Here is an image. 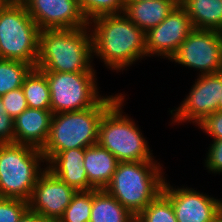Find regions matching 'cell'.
Listing matches in <instances>:
<instances>
[{"label":"cell","instance_id":"cell-1","mask_svg":"<svg viewBox=\"0 0 222 222\" xmlns=\"http://www.w3.org/2000/svg\"><path fill=\"white\" fill-rule=\"evenodd\" d=\"M89 27L93 56L100 58L107 69L121 72L147 57L145 32L124 13L96 17Z\"/></svg>","mask_w":222,"mask_h":222},{"label":"cell","instance_id":"cell-2","mask_svg":"<svg viewBox=\"0 0 222 222\" xmlns=\"http://www.w3.org/2000/svg\"><path fill=\"white\" fill-rule=\"evenodd\" d=\"M89 26L40 31L35 65L41 72H96Z\"/></svg>","mask_w":222,"mask_h":222},{"label":"cell","instance_id":"cell-3","mask_svg":"<svg viewBox=\"0 0 222 222\" xmlns=\"http://www.w3.org/2000/svg\"><path fill=\"white\" fill-rule=\"evenodd\" d=\"M121 95H105L86 110L53 114L47 142L41 149L46 164L61 151L97 144L101 117Z\"/></svg>","mask_w":222,"mask_h":222},{"label":"cell","instance_id":"cell-4","mask_svg":"<svg viewBox=\"0 0 222 222\" xmlns=\"http://www.w3.org/2000/svg\"><path fill=\"white\" fill-rule=\"evenodd\" d=\"M159 163L119 162L105 190L136 217L162 192L166 176Z\"/></svg>","mask_w":222,"mask_h":222},{"label":"cell","instance_id":"cell-5","mask_svg":"<svg viewBox=\"0 0 222 222\" xmlns=\"http://www.w3.org/2000/svg\"><path fill=\"white\" fill-rule=\"evenodd\" d=\"M125 95L122 94L102 115L98 128V144L119 162L156 161L134 119L123 115Z\"/></svg>","mask_w":222,"mask_h":222},{"label":"cell","instance_id":"cell-6","mask_svg":"<svg viewBox=\"0 0 222 222\" xmlns=\"http://www.w3.org/2000/svg\"><path fill=\"white\" fill-rule=\"evenodd\" d=\"M42 163L46 160L41 149L18 143L0 144V197L28 202L47 168Z\"/></svg>","mask_w":222,"mask_h":222},{"label":"cell","instance_id":"cell-7","mask_svg":"<svg viewBox=\"0 0 222 222\" xmlns=\"http://www.w3.org/2000/svg\"><path fill=\"white\" fill-rule=\"evenodd\" d=\"M40 28L20 0L0 7V58L22 61L35 68Z\"/></svg>","mask_w":222,"mask_h":222},{"label":"cell","instance_id":"cell-8","mask_svg":"<svg viewBox=\"0 0 222 222\" xmlns=\"http://www.w3.org/2000/svg\"><path fill=\"white\" fill-rule=\"evenodd\" d=\"M50 89L54 114L82 111L97 105L104 97L97 86V72H42Z\"/></svg>","mask_w":222,"mask_h":222},{"label":"cell","instance_id":"cell-9","mask_svg":"<svg viewBox=\"0 0 222 222\" xmlns=\"http://www.w3.org/2000/svg\"><path fill=\"white\" fill-rule=\"evenodd\" d=\"M170 61L193 68L199 75L222 71V32L193 29Z\"/></svg>","mask_w":222,"mask_h":222},{"label":"cell","instance_id":"cell-10","mask_svg":"<svg viewBox=\"0 0 222 222\" xmlns=\"http://www.w3.org/2000/svg\"><path fill=\"white\" fill-rule=\"evenodd\" d=\"M189 94V95H188ZM186 98L175 110H170L174 125L192 122L196 126L207 116L218 111L222 94V71L213 74L198 75Z\"/></svg>","mask_w":222,"mask_h":222},{"label":"cell","instance_id":"cell-11","mask_svg":"<svg viewBox=\"0 0 222 222\" xmlns=\"http://www.w3.org/2000/svg\"><path fill=\"white\" fill-rule=\"evenodd\" d=\"M193 29L186 9L179 3L159 25L145 33L147 57L169 60Z\"/></svg>","mask_w":222,"mask_h":222},{"label":"cell","instance_id":"cell-12","mask_svg":"<svg viewBox=\"0 0 222 222\" xmlns=\"http://www.w3.org/2000/svg\"><path fill=\"white\" fill-rule=\"evenodd\" d=\"M162 193L171 201L177 222H213L222 212V200L189 187L176 189L165 180Z\"/></svg>","mask_w":222,"mask_h":222},{"label":"cell","instance_id":"cell-13","mask_svg":"<svg viewBox=\"0 0 222 222\" xmlns=\"http://www.w3.org/2000/svg\"><path fill=\"white\" fill-rule=\"evenodd\" d=\"M40 30L89 26L79 0H20Z\"/></svg>","mask_w":222,"mask_h":222},{"label":"cell","instance_id":"cell-14","mask_svg":"<svg viewBox=\"0 0 222 222\" xmlns=\"http://www.w3.org/2000/svg\"><path fill=\"white\" fill-rule=\"evenodd\" d=\"M75 193V189L46 168L33 188L28 207L50 222H58Z\"/></svg>","mask_w":222,"mask_h":222},{"label":"cell","instance_id":"cell-15","mask_svg":"<svg viewBox=\"0 0 222 222\" xmlns=\"http://www.w3.org/2000/svg\"><path fill=\"white\" fill-rule=\"evenodd\" d=\"M51 110L27 108L14 119L15 143L42 149L47 142L51 121Z\"/></svg>","mask_w":222,"mask_h":222},{"label":"cell","instance_id":"cell-16","mask_svg":"<svg viewBox=\"0 0 222 222\" xmlns=\"http://www.w3.org/2000/svg\"><path fill=\"white\" fill-rule=\"evenodd\" d=\"M84 156L85 148L61 151L46 164L47 169L76 191L92 190L84 168Z\"/></svg>","mask_w":222,"mask_h":222},{"label":"cell","instance_id":"cell-17","mask_svg":"<svg viewBox=\"0 0 222 222\" xmlns=\"http://www.w3.org/2000/svg\"><path fill=\"white\" fill-rule=\"evenodd\" d=\"M179 4V0L125 2L124 14L145 33L159 25Z\"/></svg>","mask_w":222,"mask_h":222},{"label":"cell","instance_id":"cell-18","mask_svg":"<svg viewBox=\"0 0 222 222\" xmlns=\"http://www.w3.org/2000/svg\"><path fill=\"white\" fill-rule=\"evenodd\" d=\"M118 163L117 158L98 143L85 148L87 180L96 190L105 189L109 185Z\"/></svg>","mask_w":222,"mask_h":222},{"label":"cell","instance_id":"cell-19","mask_svg":"<svg viewBox=\"0 0 222 222\" xmlns=\"http://www.w3.org/2000/svg\"><path fill=\"white\" fill-rule=\"evenodd\" d=\"M194 29L222 32V0H179Z\"/></svg>","mask_w":222,"mask_h":222},{"label":"cell","instance_id":"cell-20","mask_svg":"<svg viewBox=\"0 0 222 222\" xmlns=\"http://www.w3.org/2000/svg\"><path fill=\"white\" fill-rule=\"evenodd\" d=\"M89 222H136V217L105 189H92Z\"/></svg>","mask_w":222,"mask_h":222},{"label":"cell","instance_id":"cell-21","mask_svg":"<svg viewBox=\"0 0 222 222\" xmlns=\"http://www.w3.org/2000/svg\"><path fill=\"white\" fill-rule=\"evenodd\" d=\"M23 89L28 108L51 110L50 89L46 76L33 68L24 78Z\"/></svg>","mask_w":222,"mask_h":222},{"label":"cell","instance_id":"cell-22","mask_svg":"<svg viewBox=\"0 0 222 222\" xmlns=\"http://www.w3.org/2000/svg\"><path fill=\"white\" fill-rule=\"evenodd\" d=\"M33 68L22 61L0 58V97L22 87L24 78Z\"/></svg>","mask_w":222,"mask_h":222},{"label":"cell","instance_id":"cell-23","mask_svg":"<svg viewBox=\"0 0 222 222\" xmlns=\"http://www.w3.org/2000/svg\"><path fill=\"white\" fill-rule=\"evenodd\" d=\"M136 222H177L171 201L161 192L136 216Z\"/></svg>","mask_w":222,"mask_h":222},{"label":"cell","instance_id":"cell-24","mask_svg":"<svg viewBox=\"0 0 222 222\" xmlns=\"http://www.w3.org/2000/svg\"><path fill=\"white\" fill-rule=\"evenodd\" d=\"M92 209V190L76 191L58 222H89Z\"/></svg>","mask_w":222,"mask_h":222},{"label":"cell","instance_id":"cell-25","mask_svg":"<svg viewBox=\"0 0 222 222\" xmlns=\"http://www.w3.org/2000/svg\"><path fill=\"white\" fill-rule=\"evenodd\" d=\"M83 15L90 22L92 19L124 12L125 0H79Z\"/></svg>","mask_w":222,"mask_h":222},{"label":"cell","instance_id":"cell-26","mask_svg":"<svg viewBox=\"0 0 222 222\" xmlns=\"http://www.w3.org/2000/svg\"><path fill=\"white\" fill-rule=\"evenodd\" d=\"M28 209L25 200L0 197V222H18Z\"/></svg>","mask_w":222,"mask_h":222},{"label":"cell","instance_id":"cell-27","mask_svg":"<svg viewBox=\"0 0 222 222\" xmlns=\"http://www.w3.org/2000/svg\"><path fill=\"white\" fill-rule=\"evenodd\" d=\"M6 113L15 119L28 108L23 89L17 88L1 96Z\"/></svg>","mask_w":222,"mask_h":222},{"label":"cell","instance_id":"cell-28","mask_svg":"<svg viewBox=\"0 0 222 222\" xmlns=\"http://www.w3.org/2000/svg\"><path fill=\"white\" fill-rule=\"evenodd\" d=\"M206 153L205 167L213 174L222 173V140H212Z\"/></svg>","mask_w":222,"mask_h":222},{"label":"cell","instance_id":"cell-29","mask_svg":"<svg viewBox=\"0 0 222 222\" xmlns=\"http://www.w3.org/2000/svg\"><path fill=\"white\" fill-rule=\"evenodd\" d=\"M197 127L211 136L212 140H222V111L207 116Z\"/></svg>","mask_w":222,"mask_h":222},{"label":"cell","instance_id":"cell-30","mask_svg":"<svg viewBox=\"0 0 222 222\" xmlns=\"http://www.w3.org/2000/svg\"><path fill=\"white\" fill-rule=\"evenodd\" d=\"M15 143L14 119L6 113L0 97V144Z\"/></svg>","mask_w":222,"mask_h":222},{"label":"cell","instance_id":"cell-31","mask_svg":"<svg viewBox=\"0 0 222 222\" xmlns=\"http://www.w3.org/2000/svg\"><path fill=\"white\" fill-rule=\"evenodd\" d=\"M18 222H50L40 214L34 213L29 209L22 215Z\"/></svg>","mask_w":222,"mask_h":222},{"label":"cell","instance_id":"cell-32","mask_svg":"<svg viewBox=\"0 0 222 222\" xmlns=\"http://www.w3.org/2000/svg\"><path fill=\"white\" fill-rule=\"evenodd\" d=\"M14 0H0L1 5H6L12 3Z\"/></svg>","mask_w":222,"mask_h":222},{"label":"cell","instance_id":"cell-33","mask_svg":"<svg viewBox=\"0 0 222 222\" xmlns=\"http://www.w3.org/2000/svg\"><path fill=\"white\" fill-rule=\"evenodd\" d=\"M218 111H222V94H221V97L219 99Z\"/></svg>","mask_w":222,"mask_h":222},{"label":"cell","instance_id":"cell-34","mask_svg":"<svg viewBox=\"0 0 222 222\" xmlns=\"http://www.w3.org/2000/svg\"><path fill=\"white\" fill-rule=\"evenodd\" d=\"M213 222H222V212L219 214V216Z\"/></svg>","mask_w":222,"mask_h":222},{"label":"cell","instance_id":"cell-35","mask_svg":"<svg viewBox=\"0 0 222 222\" xmlns=\"http://www.w3.org/2000/svg\"><path fill=\"white\" fill-rule=\"evenodd\" d=\"M137 1H145V0H125V2H137Z\"/></svg>","mask_w":222,"mask_h":222}]
</instances>
